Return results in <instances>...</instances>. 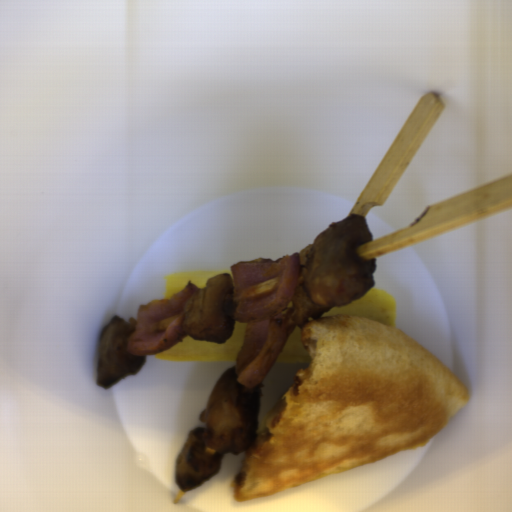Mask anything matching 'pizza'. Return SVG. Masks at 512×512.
<instances>
[{
	"instance_id": "obj_1",
	"label": "pizza",
	"mask_w": 512,
	"mask_h": 512,
	"mask_svg": "<svg viewBox=\"0 0 512 512\" xmlns=\"http://www.w3.org/2000/svg\"><path fill=\"white\" fill-rule=\"evenodd\" d=\"M299 330L309 365L258 424L236 478L237 502L420 446L468 399L459 378L397 326L334 314Z\"/></svg>"
}]
</instances>
